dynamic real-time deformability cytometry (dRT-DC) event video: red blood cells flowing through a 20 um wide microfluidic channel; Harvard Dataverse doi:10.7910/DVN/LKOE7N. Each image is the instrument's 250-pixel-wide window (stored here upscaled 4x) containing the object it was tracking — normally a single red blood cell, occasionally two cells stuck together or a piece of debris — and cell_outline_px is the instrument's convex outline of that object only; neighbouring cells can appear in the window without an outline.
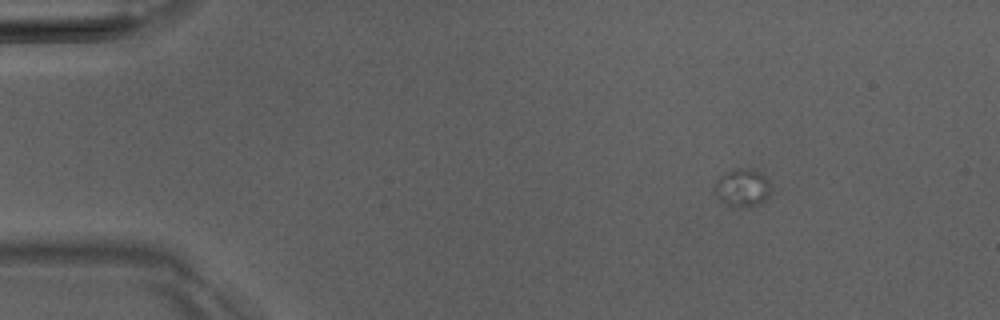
{"species": "Egyptian fruit bat (a non-hibernating species)", "species_latin": "Rousettus aegyptiacus", "temperature_condition": "room temperature", "stored_images_in_passage": 5, "camera_frame_rate_fps": 3000, "um_per_image_px": 0.085, "animal": {"sex": "male"}, "frame": {"image": 1, "passage_image": 1, "time_ms": 0.0, "image_size_px": [1000, 320], "cell_outline_px": [[768, 196], [760, 204], [736, 208], [720, 200], [716, 196], [716, 180], [720, 176], [736, 168], [748, 168], [760, 172], [768, 180]], "centroid_in_image_um": [63.09, 15.96], "position_along_channel_um": 21.9, "area_um2": 12.08}}